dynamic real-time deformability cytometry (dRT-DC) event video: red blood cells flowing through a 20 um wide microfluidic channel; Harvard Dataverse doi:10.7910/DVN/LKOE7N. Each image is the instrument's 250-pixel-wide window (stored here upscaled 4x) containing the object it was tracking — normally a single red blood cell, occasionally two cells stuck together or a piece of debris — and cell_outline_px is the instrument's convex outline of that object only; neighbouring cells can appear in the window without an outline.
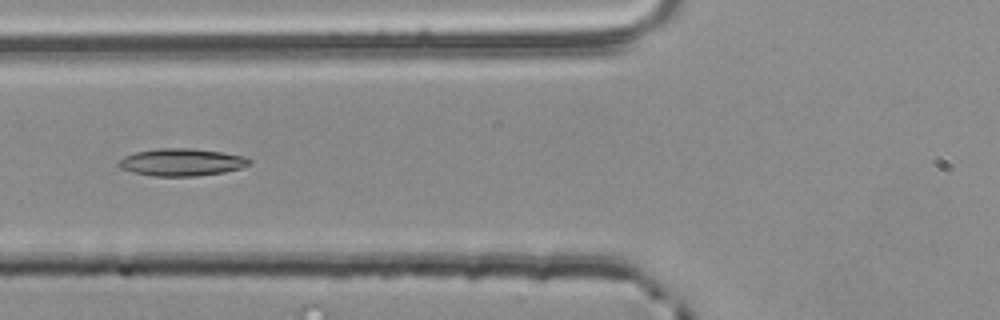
{"species": "common noctule bat (a hibernating species)", "species_latin": "Nyctalus noctula", "temperature_condition": "room temperature", "stored_images_in_passage": 30, "camera_frame_rate_fps": 3000, "um_per_image_px": 0.085, "animal": {"sex": "male", "body_mass_g": 20.4}, "frame": {"image": 1, "passage_image": 5, "time_ms": 1.333, "image_size_px": [1000, 320], "cell_outline_px": [[252, 164], [240, 168], [224, 172], [196, 176], [152, 176], [132, 172], [120, 168], [116, 164], [124, 156], [136, 152], [156, 148], [192, 148], [220, 152], [244, 156], [252, 160]], "centroid_in_image_um": [15.43, 13.79], "position_along_channel_um": 110.4, "area_um2": 20.92}, "authors_computed_cell_mechanics": {"area_um2": 19.4786, "velocity_mm_per_s": 3.8729, "shape_relaxation_time_tau1_ms": null, "shape_relaxation_time_tau2_ms": 4.5218, "deformation_change_tau1": null, "deformation_change_tau2": 0.1046}}